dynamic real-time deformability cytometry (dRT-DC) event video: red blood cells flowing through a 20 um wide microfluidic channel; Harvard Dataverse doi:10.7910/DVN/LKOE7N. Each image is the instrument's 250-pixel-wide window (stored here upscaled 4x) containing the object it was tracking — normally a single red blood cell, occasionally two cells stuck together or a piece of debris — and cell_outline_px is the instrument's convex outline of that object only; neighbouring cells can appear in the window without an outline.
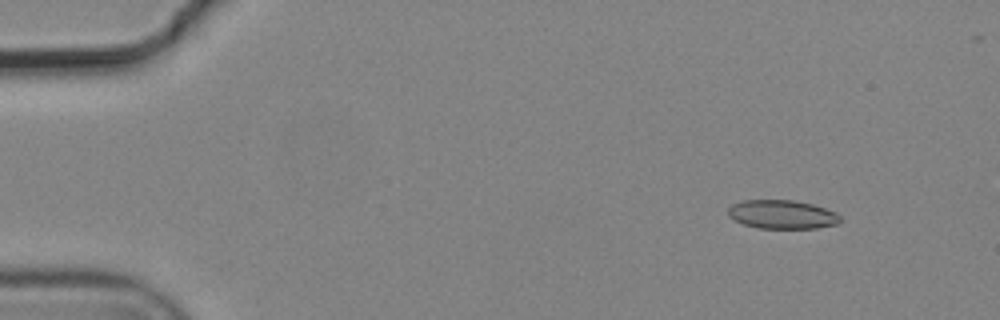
{"species": "common noctule bat (a hibernating species)", "species_latin": "Nyctalus noctula", "temperature_condition": "cold", "stored_images_in_passage": 4, "camera_frame_rate_fps": 3000, "um_per_image_px": 0.085, "animal": {"sex": "male", "body_mass_g": 19.2, "forearm_length_mm": 51.8}, "frame": {"image": 1, "passage_image": 1, "time_ms": 0.0, "image_size_px": [1000, 320], "cell_outline_px": [[840, 224], [816, 228], [756, 228], [732, 220], [728, 216], [728, 208], [732, 204], [740, 200], [796, 200], [812, 204], [836, 212], [840, 216]], "centroid_in_image_um": [66.46, 18.22], "position_along_channel_um": 18.5, "area_um2": 19.02}}
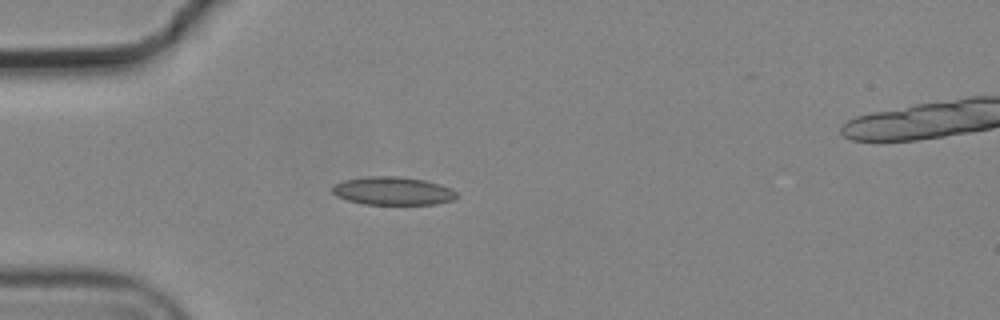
{"frame": {"image": 2, "passage_image": 3, "time_ms": 0.667, "image_size_px": [1000, 320], "cell_outline_px": [[456, 196], [452, 200], [436, 204], [364, 204], [348, 200], [336, 196], [332, 192], [332, 188], [336, 184], [344, 180], [368, 176], [396, 176], [424, 180], [440, 184], [452, 188], [456, 192]], "centroid_in_image_um": [33.39, 16.23], "position_along_channel_um": 51.6, "area_um2": 20.29}}